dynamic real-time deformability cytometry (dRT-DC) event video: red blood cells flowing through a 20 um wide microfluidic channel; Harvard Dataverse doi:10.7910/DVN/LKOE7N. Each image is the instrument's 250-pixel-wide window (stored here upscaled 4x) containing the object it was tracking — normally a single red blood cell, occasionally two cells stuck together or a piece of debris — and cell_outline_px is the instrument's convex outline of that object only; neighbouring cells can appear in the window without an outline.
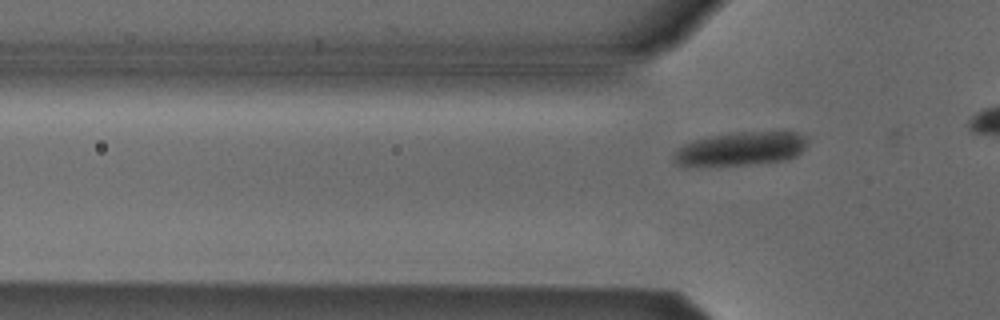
{"species": "Egyptian fruit bat (a non-hibernating species)", "species_latin": "Rousettus aegyptiacus", "temperature_condition": "cold", "stored_images_in_passage": 3, "segment_of_instrument_passage": [2, 2], "camera_frame_rate_fps": 3000, "um_per_image_px": 0.085, "animal": {"sex": "male"}, "frame": {"image": 1, "passage_image": 3, "time_ms": 2.333, "image_size_px": [1000, 320], "cell_outline_px": [[808, 144], [796, 156], [780, 160], [748, 164], [676, 164], [672, 160], [672, 152], [676, 148], [692, 140], [708, 136], [740, 132], [796, 132], [808, 136]], "centroid_in_image_um": [62.97, 12.61], "position_along_channel_um": 62.8, "area_um2": 25.78}}